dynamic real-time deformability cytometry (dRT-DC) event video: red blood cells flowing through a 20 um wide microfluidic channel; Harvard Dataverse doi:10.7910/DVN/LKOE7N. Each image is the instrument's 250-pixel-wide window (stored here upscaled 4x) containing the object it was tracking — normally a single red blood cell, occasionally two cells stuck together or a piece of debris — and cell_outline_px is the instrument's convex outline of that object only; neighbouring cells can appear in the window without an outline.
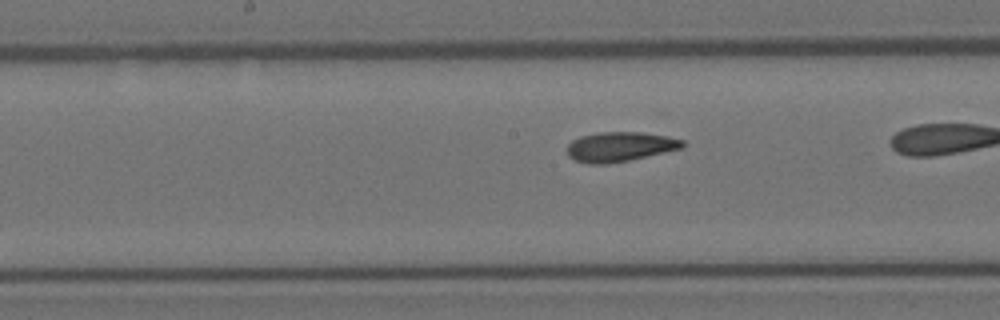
{"species": "Egyptian fruit bat (a non-hibernating species)", "species_latin": "Rousettus aegyptiacus", "temperature_condition": "room temperature", "stored_images_in_passage": 37, "camera_frame_rate_fps": 3000, "um_per_image_px": 0.085, "animal": {"sex": "female"}, "frame": {"image": 1, "passage_image": 22, "time_ms": 7.0, "image_size_px": [1000, 320], "cell_outline_px": [[684, 148], [628, 160], [608, 164], [588, 164], [576, 160], [568, 156], [568, 144], [572, 140], [580, 136], [600, 132], [644, 132], [668, 136], [684, 140]], "centroid_in_image_um": [52.71, 12.46], "position_along_channel_um": 195.5, "area_um2": 20.0}}
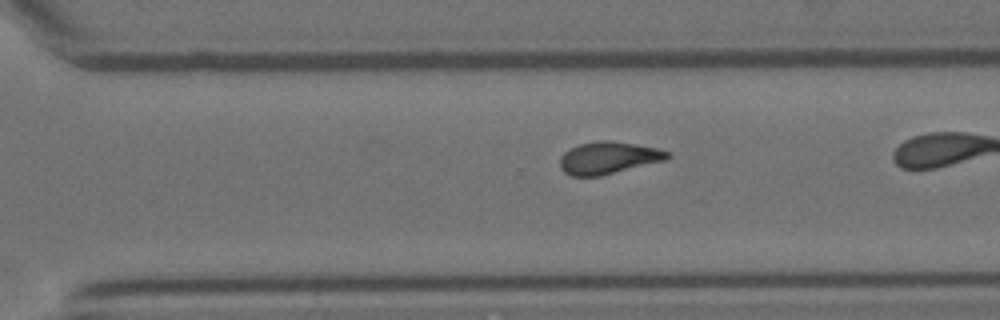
{"frame": {"image": 2, "passage_image": 32, "time_ms": 10.333, "image_size_px": [1000, 320], "cell_outline_px": [[668, 156], [664, 160], [600, 176], [568, 176], [560, 168], [560, 156], [564, 152], [580, 144], [600, 140], [608, 140], [636, 144], [656, 148], [668, 152]], "centroid_in_image_um": [51.64, 13.42], "position_along_channel_um": 319.0, "area_um2": 19.88}}